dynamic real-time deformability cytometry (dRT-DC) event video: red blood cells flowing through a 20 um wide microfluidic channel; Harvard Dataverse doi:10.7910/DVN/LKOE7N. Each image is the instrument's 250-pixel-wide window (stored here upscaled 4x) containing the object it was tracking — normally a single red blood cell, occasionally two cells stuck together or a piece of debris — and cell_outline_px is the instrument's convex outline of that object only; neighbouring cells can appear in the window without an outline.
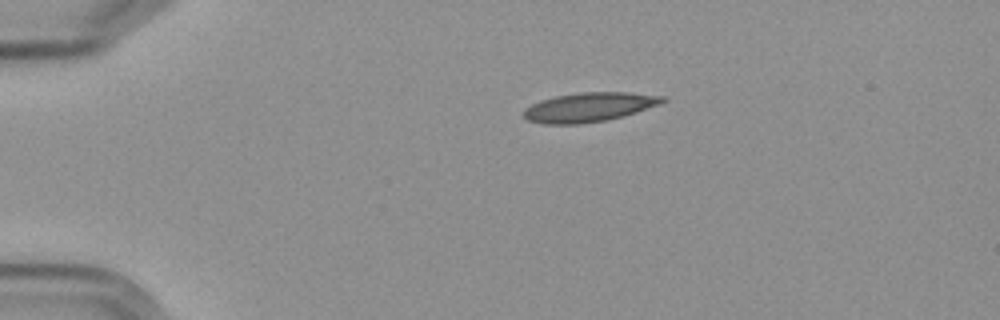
{"species": "Egyptian fruit bat (a non-hibernating species)", "species_latin": "Rousettus aegyptiacus", "temperature_condition": "cold", "stored_images_in_passage": 2, "camera_frame_rate_fps": 3000, "um_per_image_px": 0.085, "frame": {"image": 1, "passage_image": 2, "time_ms": 1.333, "image_size_px": [1000, 320], "cell_outline_px": [[668, 100], [660, 104], [636, 112], [604, 120], [580, 124], [544, 124], [528, 120], [524, 116], [524, 108], [540, 100], [556, 96], [580, 92], [628, 92], [664, 96]], "centroid_in_image_um": [50.07, 9.1], "position_along_channel_um": 34.9, "area_um2": 23.52}}